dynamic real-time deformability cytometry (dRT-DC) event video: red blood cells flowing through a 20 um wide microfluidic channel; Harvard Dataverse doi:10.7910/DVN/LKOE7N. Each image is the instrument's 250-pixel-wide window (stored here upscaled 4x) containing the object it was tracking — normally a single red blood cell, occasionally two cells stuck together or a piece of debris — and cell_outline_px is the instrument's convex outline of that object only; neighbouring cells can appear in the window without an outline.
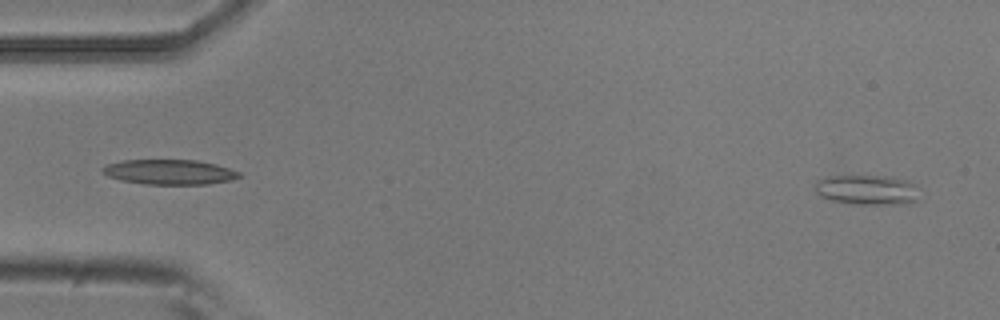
{"species": "common noctule bat (a hibernating species)", "species_latin": "Nyctalus noctula", "temperature_condition": "room temperature", "stored_images_in_passage": 4, "segment_of_instrument_passage": [2, 2], "camera_frame_rate_fps": 3000, "um_per_image_px": 0.085, "animal": {"sex": "male", "body_mass_g": 20.5, "forearm_length_mm": 52.5}, "frame": {"image": 1, "passage_image": 4, "time_ms": 1.0, "image_size_px": [1000, 320], "cell_outline_px": [[916, 200], [912, 204], [848, 204], [832, 200], [820, 196], [816, 192], [816, 180], [824, 176], [892, 176], [908, 180], [916, 184]], "centroid_in_image_um": [73.7, 16.13], "position_along_channel_um": 11.3, "area_um2": 18.44}}